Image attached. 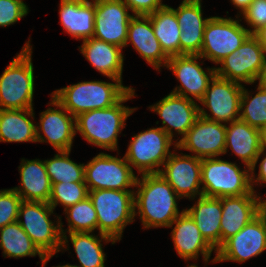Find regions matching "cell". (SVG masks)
<instances>
[{
	"label": "cell",
	"mask_w": 266,
	"mask_h": 267,
	"mask_svg": "<svg viewBox=\"0 0 266 267\" xmlns=\"http://www.w3.org/2000/svg\"><path fill=\"white\" fill-rule=\"evenodd\" d=\"M266 250V228L256 216L238 233L228 238L211 261L245 262Z\"/></svg>",
	"instance_id": "cell-16"
},
{
	"label": "cell",
	"mask_w": 266,
	"mask_h": 267,
	"mask_svg": "<svg viewBox=\"0 0 266 267\" xmlns=\"http://www.w3.org/2000/svg\"><path fill=\"white\" fill-rule=\"evenodd\" d=\"M0 248L3 256L9 258L39 255L42 267L51 259L39 250L17 221L0 228Z\"/></svg>",
	"instance_id": "cell-31"
},
{
	"label": "cell",
	"mask_w": 266,
	"mask_h": 267,
	"mask_svg": "<svg viewBox=\"0 0 266 267\" xmlns=\"http://www.w3.org/2000/svg\"><path fill=\"white\" fill-rule=\"evenodd\" d=\"M263 155H264V157H262ZM259 158L262 159V160L259 163L260 165H259L258 175L257 174L255 175L254 174L255 173V168H256V164H257ZM255 183L257 185L259 183H260L259 185H264V183L266 184V152H265V148L264 147H262V149L260 151V154L258 155V157L256 159L255 165L251 168V184H252L253 191H255V189H254Z\"/></svg>",
	"instance_id": "cell-41"
},
{
	"label": "cell",
	"mask_w": 266,
	"mask_h": 267,
	"mask_svg": "<svg viewBox=\"0 0 266 267\" xmlns=\"http://www.w3.org/2000/svg\"><path fill=\"white\" fill-rule=\"evenodd\" d=\"M173 143L160 127L150 128L133 136L124 157L141 175L159 173L160 166L172 153L170 147L174 145L176 148V142Z\"/></svg>",
	"instance_id": "cell-8"
},
{
	"label": "cell",
	"mask_w": 266,
	"mask_h": 267,
	"mask_svg": "<svg viewBox=\"0 0 266 267\" xmlns=\"http://www.w3.org/2000/svg\"><path fill=\"white\" fill-rule=\"evenodd\" d=\"M184 210L194 220L205 240L217 251L221 247L222 197L201 196L191 208Z\"/></svg>",
	"instance_id": "cell-28"
},
{
	"label": "cell",
	"mask_w": 266,
	"mask_h": 267,
	"mask_svg": "<svg viewBox=\"0 0 266 267\" xmlns=\"http://www.w3.org/2000/svg\"><path fill=\"white\" fill-rule=\"evenodd\" d=\"M253 35L258 39L259 44L262 46L266 54V26L260 28Z\"/></svg>",
	"instance_id": "cell-43"
},
{
	"label": "cell",
	"mask_w": 266,
	"mask_h": 267,
	"mask_svg": "<svg viewBox=\"0 0 266 267\" xmlns=\"http://www.w3.org/2000/svg\"><path fill=\"white\" fill-rule=\"evenodd\" d=\"M242 15L252 28L248 29L249 33L254 34L260 28L266 26V0H253Z\"/></svg>",
	"instance_id": "cell-39"
},
{
	"label": "cell",
	"mask_w": 266,
	"mask_h": 267,
	"mask_svg": "<svg viewBox=\"0 0 266 267\" xmlns=\"http://www.w3.org/2000/svg\"><path fill=\"white\" fill-rule=\"evenodd\" d=\"M233 5L235 7H237V9H239L240 11V16L241 14L247 9V7L250 5V3L253 1V0H230Z\"/></svg>",
	"instance_id": "cell-44"
},
{
	"label": "cell",
	"mask_w": 266,
	"mask_h": 267,
	"mask_svg": "<svg viewBox=\"0 0 266 267\" xmlns=\"http://www.w3.org/2000/svg\"><path fill=\"white\" fill-rule=\"evenodd\" d=\"M257 216L256 192L222 197L221 246Z\"/></svg>",
	"instance_id": "cell-23"
},
{
	"label": "cell",
	"mask_w": 266,
	"mask_h": 267,
	"mask_svg": "<svg viewBox=\"0 0 266 267\" xmlns=\"http://www.w3.org/2000/svg\"><path fill=\"white\" fill-rule=\"evenodd\" d=\"M28 10L23 0H0V26L13 25L26 16Z\"/></svg>",
	"instance_id": "cell-38"
},
{
	"label": "cell",
	"mask_w": 266,
	"mask_h": 267,
	"mask_svg": "<svg viewBox=\"0 0 266 267\" xmlns=\"http://www.w3.org/2000/svg\"><path fill=\"white\" fill-rule=\"evenodd\" d=\"M30 39L0 76V110L33 108L34 68Z\"/></svg>",
	"instance_id": "cell-4"
},
{
	"label": "cell",
	"mask_w": 266,
	"mask_h": 267,
	"mask_svg": "<svg viewBox=\"0 0 266 267\" xmlns=\"http://www.w3.org/2000/svg\"><path fill=\"white\" fill-rule=\"evenodd\" d=\"M226 125L201 116L187 133L176 142V149L188 150L199 159L225 154Z\"/></svg>",
	"instance_id": "cell-13"
},
{
	"label": "cell",
	"mask_w": 266,
	"mask_h": 267,
	"mask_svg": "<svg viewBox=\"0 0 266 267\" xmlns=\"http://www.w3.org/2000/svg\"><path fill=\"white\" fill-rule=\"evenodd\" d=\"M200 55H178L169 57L166 68L173 71L181 85L175 87L172 93L200 101L208 89L210 81L216 75V68H207L206 72L197 62Z\"/></svg>",
	"instance_id": "cell-18"
},
{
	"label": "cell",
	"mask_w": 266,
	"mask_h": 267,
	"mask_svg": "<svg viewBox=\"0 0 266 267\" xmlns=\"http://www.w3.org/2000/svg\"><path fill=\"white\" fill-rule=\"evenodd\" d=\"M239 20L214 16L207 22L200 56L219 64L225 57L238 49L250 35Z\"/></svg>",
	"instance_id": "cell-9"
},
{
	"label": "cell",
	"mask_w": 266,
	"mask_h": 267,
	"mask_svg": "<svg viewBox=\"0 0 266 267\" xmlns=\"http://www.w3.org/2000/svg\"><path fill=\"white\" fill-rule=\"evenodd\" d=\"M202 0H183L182 2H201Z\"/></svg>",
	"instance_id": "cell-47"
},
{
	"label": "cell",
	"mask_w": 266,
	"mask_h": 267,
	"mask_svg": "<svg viewBox=\"0 0 266 267\" xmlns=\"http://www.w3.org/2000/svg\"><path fill=\"white\" fill-rule=\"evenodd\" d=\"M251 96L243 85L239 119L262 130L266 126V90L258 86L256 95Z\"/></svg>",
	"instance_id": "cell-35"
},
{
	"label": "cell",
	"mask_w": 266,
	"mask_h": 267,
	"mask_svg": "<svg viewBox=\"0 0 266 267\" xmlns=\"http://www.w3.org/2000/svg\"><path fill=\"white\" fill-rule=\"evenodd\" d=\"M257 80L259 81L258 86H260L262 89L266 90V61H265V65H264L262 71L260 72Z\"/></svg>",
	"instance_id": "cell-45"
},
{
	"label": "cell",
	"mask_w": 266,
	"mask_h": 267,
	"mask_svg": "<svg viewBox=\"0 0 266 267\" xmlns=\"http://www.w3.org/2000/svg\"><path fill=\"white\" fill-rule=\"evenodd\" d=\"M266 61L264 49L258 39L250 34L241 46L225 57L216 68V75L238 83L253 84Z\"/></svg>",
	"instance_id": "cell-12"
},
{
	"label": "cell",
	"mask_w": 266,
	"mask_h": 267,
	"mask_svg": "<svg viewBox=\"0 0 266 267\" xmlns=\"http://www.w3.org/2000/svg\"><path fill=\"white\" fill-rule=\"evenodd\" d=\"M61 267H75V266H73L71 264H65V265H62Z\"/></svg>",
	"instance_id": "cell-48"
},
{
	"label": "cell",
	"mask_w": 266,
	"mask_h": 267,
	"mask_svg": "<svg viewBox=\"0 0 266 267\" xmlns=\"http://www.w3.org/2000/svg\"><path fill=\"white\" fill-rule=\"evenodd\" d=\"M129 43L154 69L159 71L160 67H166L169 57L162 50L148 16L134 15L130 19L125 46Z\"/></svg>",
	"instance_id": "cell-21"
},
{
	"label": "cell",
	"mask_w": 266,
	"mask_h": 267,
	"mask_svg": "<svg viewBox=\"0 0 266 267\" xmlns=\"http://www.w3.org/2000/svg\"><path fill=\"white\" fill-rule=\"evenodd\" d=\"M53 212L54 209L46 202L22 201L17 220L39 250L51 258L62 247L61 217L56 216V225L49 218ZM23 218L25 221H22Z\"/></svg>",
	"instance_id": "cell-7"
},
{
	"label": "cell",
	"mask_w": 266,
	"mask_h": 267,
	"mask_svg": "<svg viewBox=\"0 0 266 267\" xmlns=\"http://www.w3.org/2000/svg\"><path fill=\"white\" fill-rule=\"evenodd\" d=\"M129 7L122 0H95L93 37L125 47L130 19Z\"/></svg>",
	"instance_id": "cell-14"
},
{
	"label": "cell",
	"mask_w": 266,
	"mask_h": 267,
	"mask_svg": "<svg viewBox=\"0 0 266 267\" xmlns=\"http://www.w3.org/2000/svg\"><path fill=\"white\" fill-rule=\"evenodd\" d=\"M89 191L85 182L52 183L48 204L55 209L60 203L64 210L88 197Z\"/></svg>",
	"instance_id": "cell-36"
},
{
	"label": "cell",
	"mask_w": 266,
	"mask_h": 267,
	"mask_svg": "<svg viewBox=\"0 0 266 267\" xmlns=\"http://www.w3.org/2000/svg\"><path fill=\"white\" fill-rule=\"evenodd\" d=\"M262 144H263V147H264L265 150H266V140H262Z\"/></svg>",
	"instance_id": "cell-49"
},
{
	"label": "cell",
	"mask_w": 266,
	"mask_h": 267,
	"mask_svg": "<svg viewBox=\"0 0 266 267\" xmlns=\"http://www.w3.org/2000/svg\"><path fill=\"white\" fill-rule=\"evenodd\" d=\"M96 236L92 232H74L69 233L70 241L74 247L80 265L75 267H105V256L103 251L102 240L106 243L115 244L113 238L104 234Z\"/></svg>",
	"instance_id": "cell-32"
},
{
	"label": "cell",
	"mask_w": 266,
	"mask_h": 267,
	"mask_svg": "<svg viewBox=\"0 0 266 267\" xmlns=\"http://www.w3.org/2000/svg\"><path fill=\"white\" fill-rule=\"evenodd\" d=\"M33 111V108L0 110V142H37L36 124L31 121Z\"/></svg>",
	"instance_id": "cell-29"
},
{
	"label": "cell",
	"mask_w": 266,
	"mask_h": 267,
	"mask_svg": "<svg viewBox=\"0 0 266 267\" xmlns=\"http://www.w3.org/2000/svg\"><path fill=\"white\" fill-rule=\"evenodd\" d=\"M49 106L47 110L41 112L39 123L36 125L37 142H47L57 152L69 151L76 134L75 117L52 95ZM51 106H55L56 109Z\"/></svg>",
	"instance_id": "cell-15"
},
{
	"label": "cell",
	"mask_w": 266,
	"mask_h": 267,
	"mask_svg": "<svg viewBox=\"0 0 266 267\" xmlns=\"http://www.w3.org/2000/svg\"><path fill=\"white\" fill-rule=\"evenodd\" d=\"M242 90L241 83L215 75L210 81L204 97L199 101L201 105L209 109L212 116L201 107H199V116L226 124L239 120Z\"/></svg>",
	"instance_id": "cell-11"
},
{
	"label": "cell",
	"mask_w": 266,
	"mask_h": 267,
	"mask_svg": "<svg viewBox=\"0 0 266 267\" xmlns=\"http://www.w3.org/2000/svg\"><path fill=\"white\" fill-rule=\"evenodd\" d=\"M160 175L172 186L180 198L194 200L203 196L201 186V159L188 154L171 153L163 164ZM201 189V190H199Z\"/></svg>",
	"instance_id": "cell-17"
},
{
	"label": "cell",
	"mask_w": 266,
	"mask_h": 267,
	"mask_svg": "<svg viewBox=\"0 0 266 267\" xmlns=\"http://www.w3.org/2000/svg\"><path fill=\"white\" fill-rule=\"evenodd\" d=\"M114 83L105 81H84L60 88L52 96L74 117L92 110L105 109L116 104L131 87L120 80Z\"/></svg>",
	"instance_id": "cell-3"
},
{
	"label": "cell",
	"mask_w": 266,
	"mask_h": 267,
	"mask_svg": "<svg viewBox=\"0 0 266 267\" xmlns=\"http://www.w3.org/2000/svg\"><path fill=\"white\" fill-rule=\"evenodd\" d=\"M71 150L58 151L51 159L44 160L51 183L85 182V164H77L69 158Z\"/></svg>",
	"instance_id": "cell-34"
},
{
	"label": "cell",
	"mask_w": 266,
	"mask_h": 267,
	"mask_svg": "<svg viewBox=\"0 0 266 267\" xmlns=\"http://www.w3.org/2000/svg\"><path fill=\"white\" fill-rule=\"evenodd\" d=\"M64 212L67 216L68 229L64 230L62 226L63 223L60 221L62 233L61 249L63 250L68 247L66 244L69 245L66 232H94V230L97 229V213L89 196L75 205L67 207Z\"/></svg>",
	"instance_id": "cell-33"
},
{
	"label": "cell",
	"mask_w": 266,
	"mask_h": 267,
	"mask_svg": "<svg viewBox=\"0 0 266 267\" xmlns=\"http://www.w3.org/2000/svg\"><path fill=\"white\" fill-rule=\"evenodd\" d=\"M136 180L134 192L135 216H140L143 228L171 227L181 214L177 199H181L160 173L143 174ZM136 209L138 212H136Z\"/></svg>",
	"instance_id": "cell-1"
},
{
	"label": "cell",
	"mask_w": 266,
	"mask_h": 267,
	"mask_svg": "<svg viewBox=\"0 0 266 267\" xmlns=\"http://www.w3.org/2000/svg\"><path fill=\"white\" fill-rule=\"evenodd\" d=\"M174 224L171 238L177 254L188 261L197 260L201 253L204 262L209 263L212 251H217L205 240L194 220L184 209L172 222L171 227Z\"/></svg>",
	"instance_id": "cell-20"
},
{
	"label": "cell",
	"mask_w": 266,
	"mask_h": 267,
	"mask_svg": "<svg viewBox=\"0 0 266 267\" xmlns=\"http://www.w3.org/2000/svg\"><path fill=\"white\" fill-rule=\"evenodd\" d=\"M262 140H266V126L261 130Z\"/></svg>",
	"instance_id": "cell-46"
},
{
	"label": "cell",
	"mask_w": 266,
	"mask_h": 267,
	"mask_svg": "<svg viewBox=\"0 0 266 267\" xmlns=\"http://www.w3.org/2000/svg\"><path fill=\"white\" fill-rule=\"evenodd\" d=\"M261 196L256 194L257 200V217L260 219L262 224L266 228V199H263Z\"/></svg>",
	"instance_id": "cell-42"
},
{
	"label": "cell",
	"mask_w": 266,
	"mask_h": 267,
	"mask_svg": "<svg viewBox=\"0 0 266 267\" xmlns=\"http://www.w3.org/2000/svg\"><path fill=\"white\" fill-rule=\"evenodd\" d=\"M60 23L64 31L79 40H88L94 34L95 0H61Z\"/></svg>",
	"instance_id": "cell-24"
},
{
	"label": "cell",
	"mask_w": 266,
	"mask_h": 267,
	"mask_svg": "<svg viewBox=\"0 0 266 267\" xmlns=\"http://www.w3.org/2000/svg\"><path fill=\"white\" fill-rule=\"evenodd\" d=\"M263 147L261 130L236 120L226 126L225 153L230 148L245 166L252 168Z\"/></svg>",
	"instance_id": "cell-26"
},
{
	"label": "cell",
	"mask_w": 266,
	"mask_h": 267,
	"mask_svg": "<svg viewBox=\"0 0 266 267\" xmlns=\"http://www.w3.org/2000/svg\"><path fill=\"white\" fill-rule=\"evenodd\" d=\"M188 267H198V266L195 265V264H191V265H189Z\"/></svg>",
	"instance_id": "cell-50"
},
{
	"label": "cell",
	"mask_w": 266,
	"mask_h": 267,
	"mask_svg": "<svg viewBox=\"0 0 266 267\" xmlns=\"http://www.w3.org/2000/svg\"><path fill=\"white\" fill-rule=\"evenodd\" d=\"M138 176L125 157L118 158L106 153H99L85 164L84 181L88 191L100 189L131 190Z\"/></svg>",
	"instance_id": "cell-10"
},
{
	"label": "cell",
	"mask_w": 266,
	"mask_h": 267,
	"mask_svg": "<svg viewBox=\"0 0 266 267\" xmlns=\"http://www.w3.org/2000/svg\"><path fill=\"white\" fill-rule=\"evenodd\" d=\"M201 185L205 197L242 196L253 192L251 168L241 170L236 163L217 157L201 159Z\"/></svg>",
	"instance_id": "cell-6"
},
{
	"label": "cell",
	"mask_w": 266,
	"mask_h": 267,
	"mask_svg": "<svg viewBox=\"0 0 266 267\" xmlns=\"http://www.w3.org/2000/svg\"><path fill=\"white\" fill-rule=\"evenodd\" d=\"M161 48L168 57L180 55L181 29L174 8L167 4L156 12L147 15Z\"/></svg>",
	"instance_id": "cell-30"
},
{
	"label": "cell",
	"mask_w": 266,
	"mask_h": 267,
	"mask_svg": "<svg viewBox=\"0 0 266 267\" xmlns=\"http://www.w3.org/2000/svg\"><path fill=\"white\" fill-rule=\"evenodd\" d=\"M132 11V15L147 16L165 6L162 0H122Z\"/></svg>",
	"instance_id": "cell-40"
},
{
	"label": "cell",
	"mask_w": 266,
	"mask_h": 267,
	"mask_svg": "<svg viewBox=\"0 0 266 267\" xmlns=\"http://www.w3.org/2000/svg\"><path fill=\"white\" fill-rule=\"evenodd\" d=\"M134 190L100 189L89 191V198L97 213V229L120 241L126 225L134 222Z\"/></svg>",
	"instance_id": "cell-5"
},
{
	"label": "cell",
	"mask_w": 266,
	"mask_h": 267,
	"mask_svg": "<svg viewBox=\"0 0 266 267\" xmlns=\"http://www.w3.org/2000/svg\"><path fill=\"white\" fill-rule=\"evenodd\" d=\"M135 97L130 89L116 104L99 110L87 111L75 117L76 133L79 132L88 143L103 149L118 150V135L125 127L127 118L137 109L123 105Z\"/></svg>",
	"instance_id": "cell-2"
},
{
	"label": "cell",
	"mask_w": 266,
	"mask_h": 267,
	"mask_svg": "<svg viewBox=\"0 0 266 267\" xmlns=\"http://www.w3.org/2000/svg\"><path fill=\"white\" fill-rule=\"evenodd\" d=\"M180 25V55H200L203 34L209 18H203L201 2H181L174 9Z\"/></svg>",
	"instance_id": "cell-22"
},
{
	"label": "cell",
	"mask_w": 266,
	"mask_h": 267,
	"mask_svg": "<svg viewBox=\"0 0 266 267\" xmlns=\"http://www.w3.org/2000/svg\"><path fill=\"white\" fill-rule=\"evenodd\" d=\"M21 184L12 188L22 201L46 202L48 203L52 183L46 172L44 161L40 159H21L19 166Z\"/></svg>",
	"instance_id": "cell-25"
},
{
	"label": "cell",
	"mask_w": 266,
	"mask_h": 267,
	"mask_svg": "<svg viewBox=\"0 0 266 267\" xmlns=\"http://www.w3.org/2000/svg\"><path fill=\"white\" fill-rule=\"evenodd\" d=\"M199 107L193 99L170 92L149 109L158 113L163 124L160 128L173 139L174 131L183 137L194 125L199 117Z\"/></svg>",
	"instance_id": "cell-19"
},
{
	"label": "cell",
	"mask_w": 266,
	"mask_h": 267,
	"mask_svg": "<svg viewBox=\"0 0 266 267\" xmlns=\"http://www.w3.org/2000/svg\"><path fill=\"white\" fill-rule=\"evenodd\" d=\"M21 197L11 188L0 190V228L18 220Z\"/></svg>",
	"instance_id": "cell-37"
},
{
	"label": "cell",
	"mask_w": 266,
	"mask_h": 267,
	"mask_svg": "<svg viewBox=\"0 0 266 267\" xmlns=\"http://www.w3.org/2000/svg\"><path fill=\"white\" fill-rule=\"evenodd\" d=\"M79 49L98 72L109 79H117L122 82L123 48L92 37L84 40Z\"/></svg>",
	"instance_id": "cell-27"
}]
</instances>
